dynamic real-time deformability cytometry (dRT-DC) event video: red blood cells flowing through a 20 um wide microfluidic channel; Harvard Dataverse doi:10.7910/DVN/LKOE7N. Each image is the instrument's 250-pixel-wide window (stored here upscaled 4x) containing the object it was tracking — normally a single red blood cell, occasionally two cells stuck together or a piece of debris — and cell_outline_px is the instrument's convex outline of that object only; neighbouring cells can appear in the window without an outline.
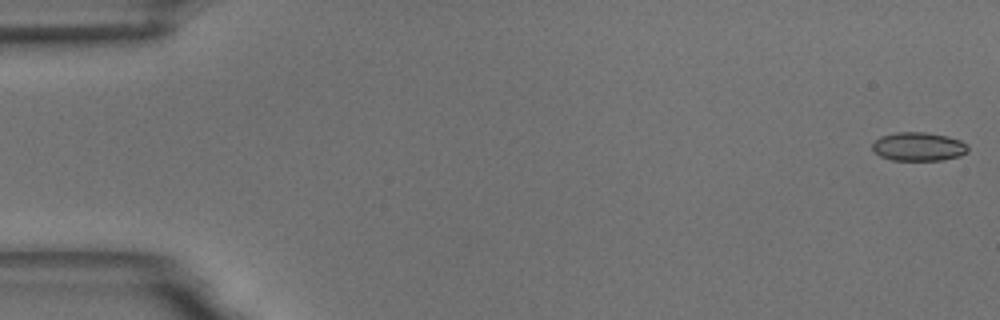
{"species": "common noctule bat (a hibernating species)", "species_latin": "Nyctalus noctula", "temperature_condition": "room temperature", "stored_images_in_passage": 55, "camera_frame_rate_fps": 3000, "um_per_image_px": 0.085, "animal": {"sex": "male", "body_mass_g": 18.8}, "frame": {"image": 1, "passage_image": 1, "time_ms": 0.0, "image_size_px": [1000, 320], "cell_outline_px": [[968, 152], [960, 156], [944, 160], [892, 160], [880, 156], [872, 148], [872, 144], [880, 136], [896, 132], [924, 132], [948, 136], [960, 140], [968, 144]], "centroid_in_image_um": [78.1, 12.46], "position_along_channel_um": 6.9, "area_um2": 16.07}}
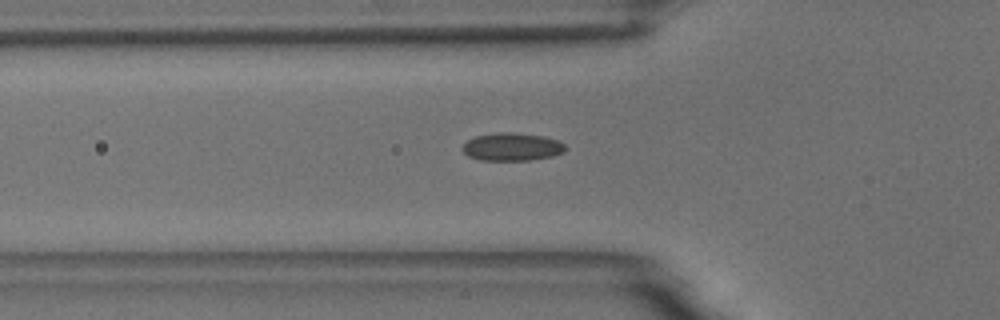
{"frame": {"image": 2, "passage_image": 19, "time_ms": 6.0, "image_size_px": [1000, 320], "cell_outline_px": [[564, 152], [552, 156], [528, 160], [480, 160], [468, 156], [460, 148], [468, 140], [476, 136], [496, 132], [512, 132], [544, 136], [560, 140], [564, 144]], "centroid_in_image_um": [43.51, 12.47], "position_along_channel_um": 82.3, "area_um2": 16.76}}
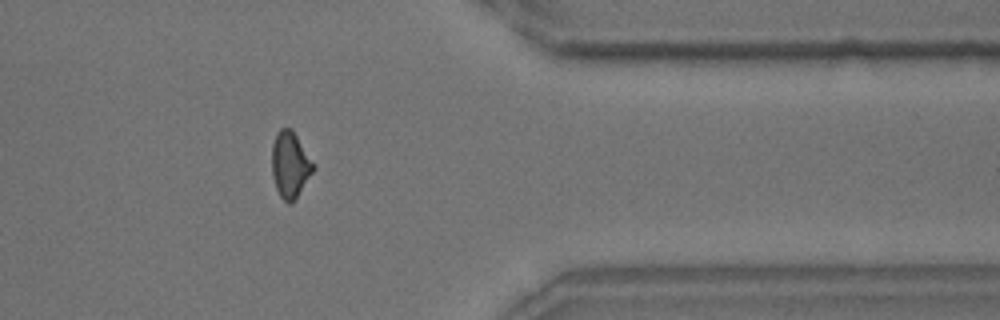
{"frame": {"image": 3, "passage_image": 45, "time_ms": 14.667, "image_size_px": [1000, 320], "cell_outline_px": [[316, 168], [292, 204], [288, 204], [280, 196], [276, 188], [272, 176], [272, 144], [276, 132], [280, 128], [292, 128], [316, 164]], "centroid_in_image_um": [24.68, 13.98], "position_along_channel_um": 386.7, "area_um2": 16.36}, "authors_computed_cell_mechanics": {"area_um2": 16.0684, "velocity_mm_per_s": 3.6797, "shape_relaxation_time_tau1_ms": 6.635, "shape_relaxation_time_tau2_ms": 1.7591, "deformation_change_tau1": 0.1345, "deformation_change_tau2": 0.0669}}